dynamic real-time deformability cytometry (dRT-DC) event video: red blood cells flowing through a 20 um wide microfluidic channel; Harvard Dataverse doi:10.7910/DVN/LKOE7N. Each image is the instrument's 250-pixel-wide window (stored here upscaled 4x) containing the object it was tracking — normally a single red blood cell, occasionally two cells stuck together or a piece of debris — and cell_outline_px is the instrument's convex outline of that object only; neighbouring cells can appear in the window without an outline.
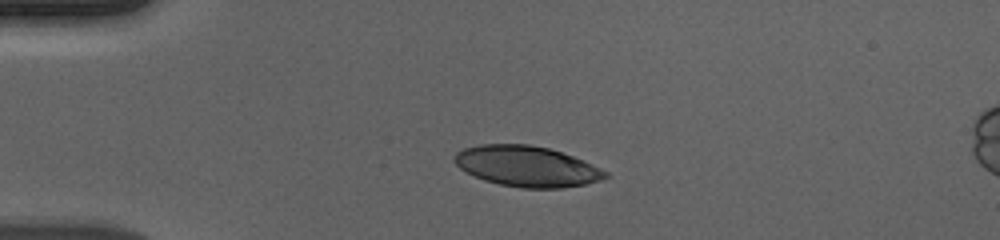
{"species": "human", "species_latin": "Homo sapiens", "temperature_condition": "cold", "stored_images_in_passage": 43, "camera_frame_rate_fps": 3000, "um_per_image_px": 0.085, "donor": {"sex": "male"}, "frame": {"image": 1, "passage_image": 1, "time_ms": 0.0, "image_size_px": [1000, 240], "cell_outline_px": [[608, 176], [604, 180], [584, 184], [560, 188], [520, 188], [500, 184], [484, 180], [460, 168], [452, 160], [452, 156], [456, 152], [464, 148], [480, 144], [528, 144], [548, 148], [572, 156], [608, 172]], "centroid_in_image_um": [44.75, 14.13], "position_along_channel_um": 40.2, "area_um2": 35.55}}
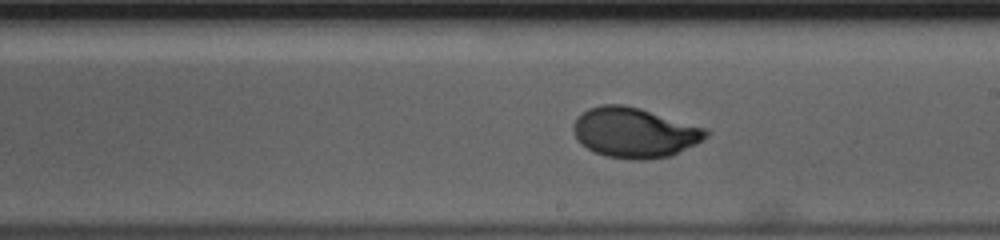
{"frame": {"image": 2, "passage_image": 20, "time_ms": 6.333, "image_size_px": [1000, 240], "cell_outline_px": [[708, 136], [696, 144], [672, 156], [648, 160], [632, 160], [608, 156], [596, 152], [580, 144], [572, 128], [572, 124], [576, 116], [588, 108], [600, 104], [624, 104], [640, 108], [708, 128]], "centroid_in_image_um": [53.93, 11.26], "position_along_channel_um": 235.1, "area_um2": 39.13}}
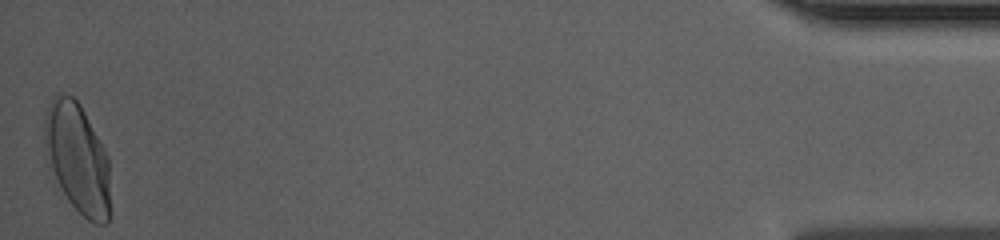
{"frame": {"image": 3, "passage_image": 43, "time_ms": 14.0, "image_size_px": [1000, 240], "cell_outline_px": [[108, 224], [96, 224], [88, 220], [56, 192], [52, 184], [44, 152], [44, 116], [48, 104], [52, 96], [56, 92], [72, 96], [80, 104], [104, 148], [108, 156]], "centroid_in_image_um": [6.48, 13.47], "position_along_channel_um": 428.7, "area_um2": 43.35}, "authors_computed_cell_mechanics": {"area_um2": 37.5122, "velocity_mm_per_s": 3.663, "shape_relaxation_time_tau1_ms": 3.163, "shape_relaxation_time_tau2_ms": null, "deformation_change_tau1": 0.1899, "deformation_change_tau2": null}}